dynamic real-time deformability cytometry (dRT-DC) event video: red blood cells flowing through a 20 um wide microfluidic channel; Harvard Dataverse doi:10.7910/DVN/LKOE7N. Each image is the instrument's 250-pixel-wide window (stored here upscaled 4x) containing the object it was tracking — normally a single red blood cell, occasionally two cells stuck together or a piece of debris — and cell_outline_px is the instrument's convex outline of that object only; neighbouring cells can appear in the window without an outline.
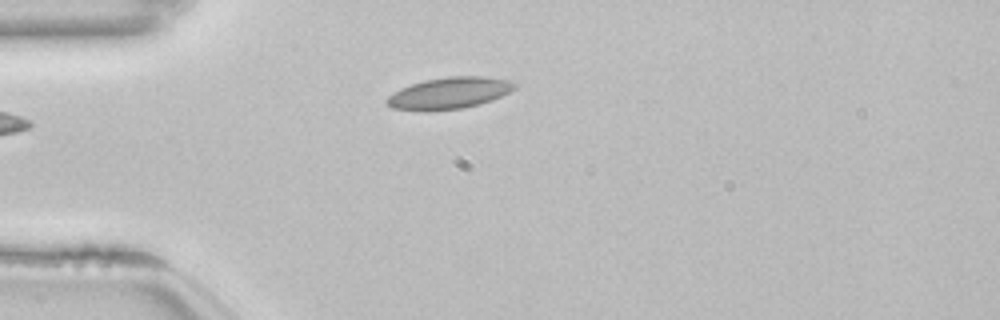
{"species": "common noctule bat (a hibernating species)", "species_latin": "Nyctalus noctula", "temperature_condition": "room temperature", "stored_images_in_passage": 40, "camera_frame_rate_fps": 3000, "um_per_image_px": 0.085, "animal": {"sex": "female", "body_mass_g": 22.7, "forearm_length_mm": 54.2}, "frame": {"image": 1, "passage_image": 1, "time_ms": 0.0, "image_size_px": [1000, 320], "cell_outline_px": [[516, 88], [492, 100], [460, 108], [428, 112], [420, 112], [392, 108], [384, 100], [388, 96], [400, 88], [424, 80], [448, 76], [488, 76], [508, 80], [516, 84]], "centroid_in_image_um": [38.13, 7.92], "position_along_channel_um": 46.9, "area_um2": 23.64}, "authors_computed_cell_mechanics": {"area_um2": 21.386, "velocity_mm_per_s": 3.8206, "shape_relaxation_time_tau1_ms": 3.0659, "shape_relaxation_time_tau2_ms": 0.7397, "deformation_change_tau1": 0.0792, "deformation_change_tau2": 0.0549}}